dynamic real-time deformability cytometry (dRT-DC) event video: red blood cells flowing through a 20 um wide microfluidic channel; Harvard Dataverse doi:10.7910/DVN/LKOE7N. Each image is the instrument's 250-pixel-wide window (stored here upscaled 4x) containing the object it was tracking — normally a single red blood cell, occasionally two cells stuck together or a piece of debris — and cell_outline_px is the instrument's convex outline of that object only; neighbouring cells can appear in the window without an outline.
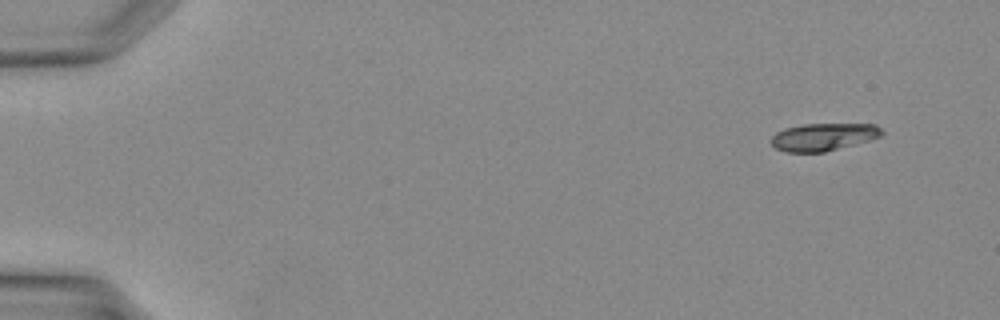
{"species": "Egyptian fruit bat (a non-hibernating species)", "species_latin": "Rousettus aegyptiacus", "temperature_condition": "warm", "stored_images_in_passage": 36, "camera_frame_rate_fps": 3000, "um_per_image_px": 0.085, "animal": {"sex": "female"}, "frame": {"image": 1, "passage_image": 1, "time_ms": 0.0, "image_size_px": [1000, 320], "cell_outline_px": [[884, 132], [880, 136], [868, 140], [824, 152], [784, 152], [776, 148], [768, 140], [776, 132], [784, 128], [804, 124], [876, 124]], "centroid_in_image_um": [69.93, 11.63], "position_along_channel_um": 15.1, "area_um2": 17.69}}
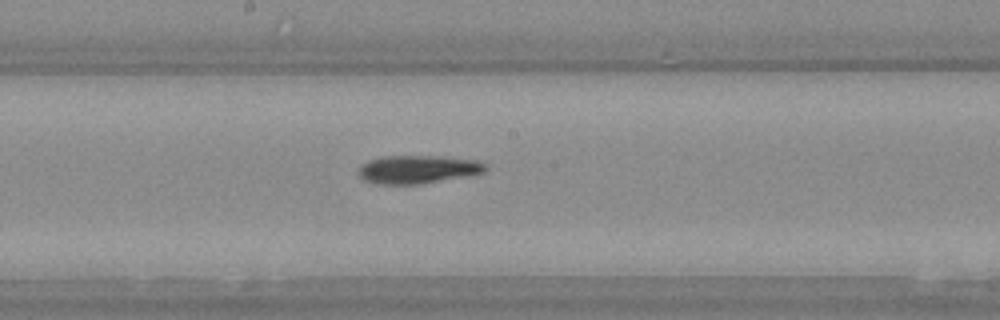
{"frame": {"image": 2, "passage_image": 19, "time_ms": 6.0, "image_size_px": [1000, 320], "cell_outline_px": [[488, 168], [484, 172], [472, 176], [420, 184], [380, 184], [364, 180], [360, 176], [360, 168], [368, 160], [384, 156], [440, 156], [476, 160], [488, 164]], "centroid_in_image_um": [35.61, 14.4], "position_along_channel_um": 212.6, "area_um2": 20.98}}
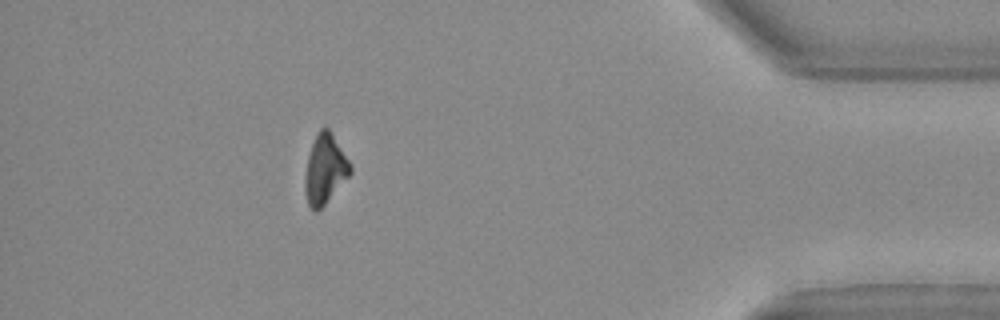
{"frame": {"image": 3, "passage_image": 32, "time_ms": 10.333, "image_size_px": [1000, 320], "cell_outline_px": [[352, 172], [324, 204], [316, 212], [308, 204], [304, 188], [304, 184], [308, 156], [312, 144], [320, 128], [328, 128], [352, 164]], "centroid_in_image_um": [27.63, 14.37], "position_along_channel_um": 407.6, "area_um2": 17.92}}